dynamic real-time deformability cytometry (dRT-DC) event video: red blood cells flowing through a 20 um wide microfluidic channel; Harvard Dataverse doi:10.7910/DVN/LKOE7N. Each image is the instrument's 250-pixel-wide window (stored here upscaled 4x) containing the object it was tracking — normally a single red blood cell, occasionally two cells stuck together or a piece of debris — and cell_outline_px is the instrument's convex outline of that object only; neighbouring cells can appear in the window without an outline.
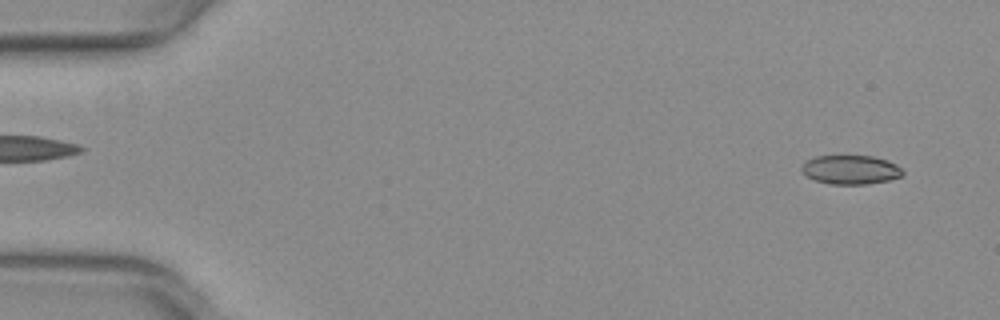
{"species": "common noctule bat (a hibernating species)", "species_latin": "Nyctalus noctula", "temperature_condition": "warm", "stored_images_in_passage": 52, "camera_frame_rate_fps": 3000, "um_per_image_px": 0.085, "animal": {"sex": "female", "body_mass_g": 29.2, "forearm_length_mm": 56.3}, "frame": {"image": 1, "passage_image": 3, "time_ms": 0.667, "image_size_px": [1000, 320], "cell_outline_px": [[904, 172], [900, 176], [888, 180], [864, 184], [832, 184], [816, 180], [808, 176], [800, 168], [808, 160], [816, 156], [872, 156], [888, 160], [896, 164]], "centroid_in_image_um": [72.32, 14.42], "position_along_channel_um": 12.7, "area_um2": 16.76}}
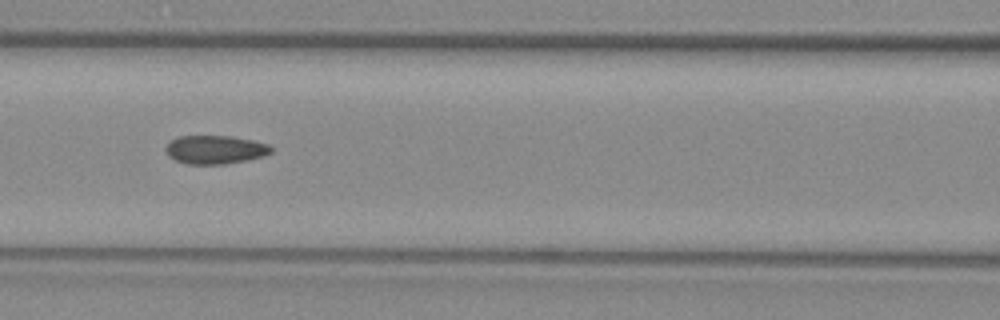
{"frame": {"image": 2, "passage_image": 23, "time_ms": 7.333, "image_size_px": [1000, 320], "cell_outline_px": [[272, 152], [264, 156], [224, 164], [188, 164], [176, 160], [168, 156], [164, 148], [172, 140], [180, 136], [232, 136], [252, 140], [268, 144], [272, 148]], "centroid_in_image_um": [18.28, 12.71], "position_along_channel_um": 148.3, "area_um2": 17.4}}
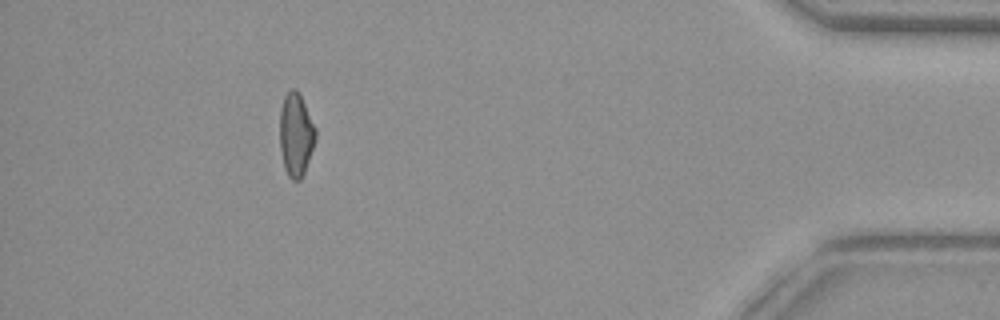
{"frame": {"image": 3, "passage_image": 47, "time_ms": 15.333, "image_size_px": [1000, 320], "cell_outline_px": [[316, 136], [304, 172], [300, 180], [292, 180], [288, 176], [284, 168], [280, 148], [280, 108], [284, 96], [292, 88], [296, 88], [300, 92], [316, 128]], "centroid_in_image_um": [25.14, 11.4], "position_along_channel_um": 410.1, "area_um2": 17.4}, "authors_computed_cell_mechanics": {"area_um2": 17.6001, "velocity_mm_per_s": 4.0079, "shape_relaxation_time_tau1_ms": null, "shape_relaxation_time_tau2_ms": 3.1399, "deformation_change_tau1": null, "deformation_change_tau2": 0.0848}}